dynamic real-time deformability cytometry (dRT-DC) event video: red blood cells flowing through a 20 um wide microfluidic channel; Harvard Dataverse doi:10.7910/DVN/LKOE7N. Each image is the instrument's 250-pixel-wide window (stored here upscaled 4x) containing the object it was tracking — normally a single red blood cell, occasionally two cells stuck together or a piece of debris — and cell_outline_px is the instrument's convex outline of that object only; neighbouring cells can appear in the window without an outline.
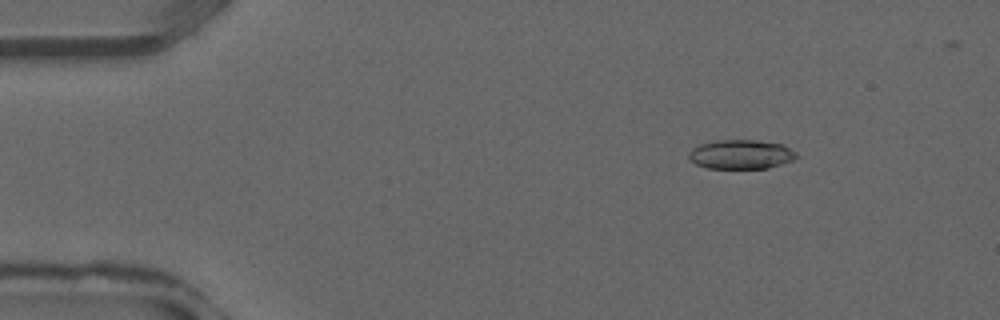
{"species": "common noctule bat (a hibernating species)", "species_latin": "Nyctalus noctula", "temperature_condition": "warm", "stored_images_in_passage": 34, "camera_frame_rate_fps": 3000, "um_per_image_px": 0.085, "animal": {"sex": "male", "forearm_length_mm": 52.5}, "frame": {"image": 1, "passage_image": 2, "time_ms": 0.333, "image_size_px": [1000, 320], "cell_outline_px": [[796, 156], [792, 160], [768, 168], [708, 168], [696, 164], [688, 160], [688, 152], [692, 148], [700, 144], [716, 140], [756, 140], [784, 144], [796, 152]], "centroid_in_image_um": [62.95, 13.11], "position_along_channel_um": 22.1, "area_um2": 18.38}}
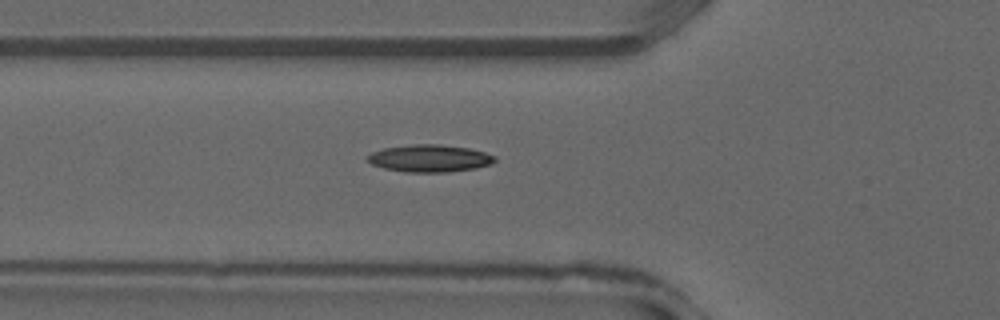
{"frame": {"image": 2, "passage_image": 10, "time_ms": 3.0, "image_size_px": [1000, 320], "cell_outline_px": [[496, 160], [488, 164], [476, 168], [448, 172], [404, 172], [384, 168], [372, 164], [368, 160], [368, 156], [372, 152], [384, 148], [412, 144], [440, 144], [468, 148], [484, 152], [496, 156]], "centroid_in_image_um": [36.52, 13.46], "position_along_channel_um": 89.3, "area_um2": 20.11}}
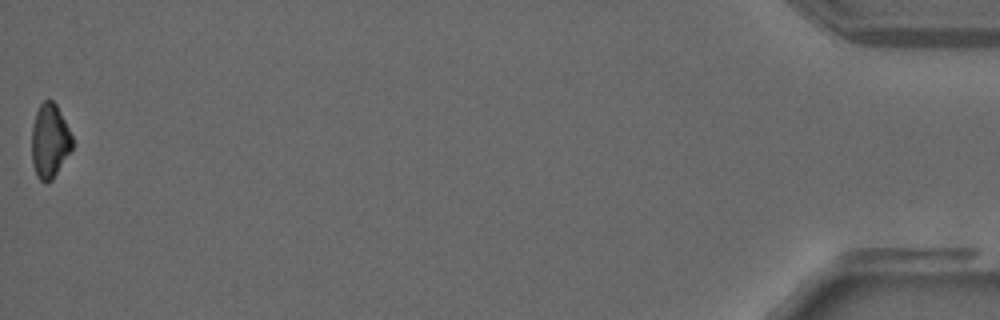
{"frame": {"image": 3, "passage_image": 34, "time_ms": 11.0, "image_size_px": [1000, 320], "cell_outline_px": [[72, 148], [52, 180], [44, 184], [36, 176], [32, 164], [32, 124], [36, 112], [40, 104], [44, 100], [52, 100], [56, 104], [72, 136]], "centroid_in_image_um": [4.2, 12.0], "position_along_channel_um": 431.0, "area_um2": 17.46}}